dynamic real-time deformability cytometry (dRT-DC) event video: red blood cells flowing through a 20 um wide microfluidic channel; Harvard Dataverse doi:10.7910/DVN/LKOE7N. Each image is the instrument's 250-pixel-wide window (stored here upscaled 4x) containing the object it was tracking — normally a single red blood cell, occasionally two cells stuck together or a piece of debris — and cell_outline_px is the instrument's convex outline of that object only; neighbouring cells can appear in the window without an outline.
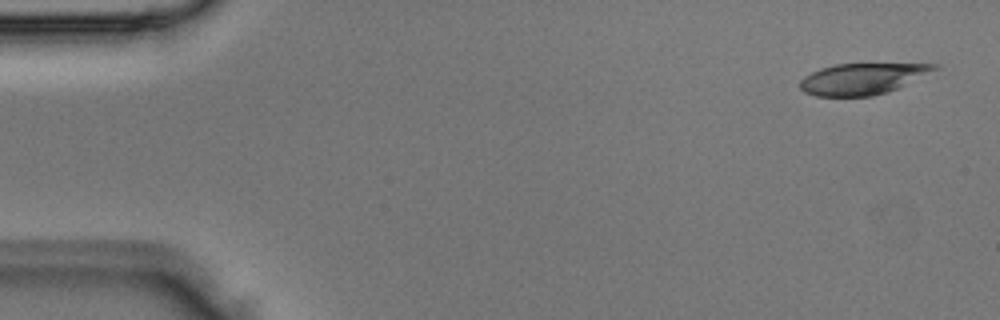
{"species": "Egyptian fruit bat (a non-hibernating species)", "species_latin": "Rousettus aegyptiacus", "temperature_condition": "room temperature", "stored_images_in_passage": 3, "camera_frame_rate_fps": 3000, "um_per_image_px": 0.085, "animal": {"sex": "male"}, "frame": {"image": 1, "passage_image": 1, "time_ms": 0.0, "image_size_px": [1000, 320], "cell_outline_px": [[940, 68], [888, 92], [872, 96], [816, 96], [804, 92], [800, 88], [800, 80], [804, 76], [820, 68], [836, 64], [940, 64]], "centroid_in_image_um": [73.28, 6.7], "position_along_channel_um": 11.7, "area_um2": 24.22}}